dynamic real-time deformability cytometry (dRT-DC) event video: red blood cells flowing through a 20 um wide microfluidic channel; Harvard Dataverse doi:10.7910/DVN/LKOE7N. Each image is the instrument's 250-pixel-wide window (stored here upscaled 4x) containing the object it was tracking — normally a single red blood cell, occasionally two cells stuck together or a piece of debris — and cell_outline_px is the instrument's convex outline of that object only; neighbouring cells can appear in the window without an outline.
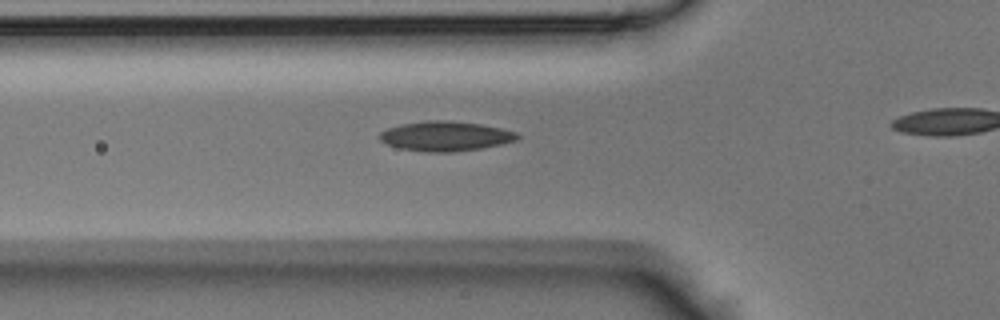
{"species": "Egyptian fruit bat (a non-hibernating species)", "species_latin": "Rousettus aegyptiacus", "temperature_condition": "room temperature", "stored_images_in_passage": 24, "camera_frame_rate_fps": 3000, "um_per_image_px": 0.085, "animal": {"sex": "male"}, "frame": {"image": 1, "passage_image": 2, "time_ms": 0.333, "image_size_px": [1000, 320], "cell_outline_px": [[520, 136], [516, 140], [500, 144], [480, 148], [452, 152], [424, 152], [400, 148], [388, 144], [380, 140], [380, 132], [388, 128], [400, 124], [432, 120], [444, 120], [480, 124], [500, 128], [516, 132]], "centroid_in_image_um": [37.85, 11.57], "position_along_channel_um": 88.0, "area_um2": 23.58}}
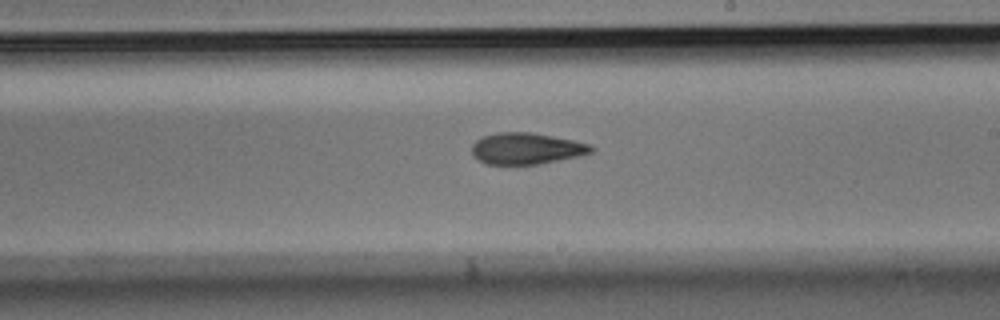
{"frame": {"image": 2, "passage_image": 13, "time_ms": 4.0, "image_size_px": [1000, 320], "cell_outline_px": [[596, 148], [592, 152], [580, 156], [540, 164], [484, 164], [472, 156], [472, 144], [476, 140], [484, 136], [496, 132], [532, 132], [592, 144]], "centroid_in_image_um": [44.75, 12.63], "position_along_channel_um": 244.3, "area_um2": 22.08}}
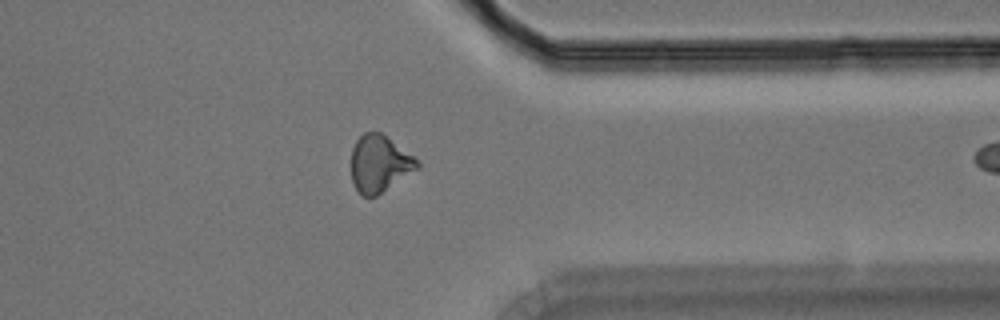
{"frame": {"image": 3, "passage_image": 23, "time_ms": 7.333, "image_size_px": [1000, 320], "cell_outline_px": [[420, 168], [376, 196], [364, 196], [352, 184], [352, 148], [356, 140], [364, 132], [380, 132], [412, 156], [420, 164]], "centroid_in_image_um": [32.24, 13.92], "position_along_channel_um": 379.2, "area_um2": 21.5}}